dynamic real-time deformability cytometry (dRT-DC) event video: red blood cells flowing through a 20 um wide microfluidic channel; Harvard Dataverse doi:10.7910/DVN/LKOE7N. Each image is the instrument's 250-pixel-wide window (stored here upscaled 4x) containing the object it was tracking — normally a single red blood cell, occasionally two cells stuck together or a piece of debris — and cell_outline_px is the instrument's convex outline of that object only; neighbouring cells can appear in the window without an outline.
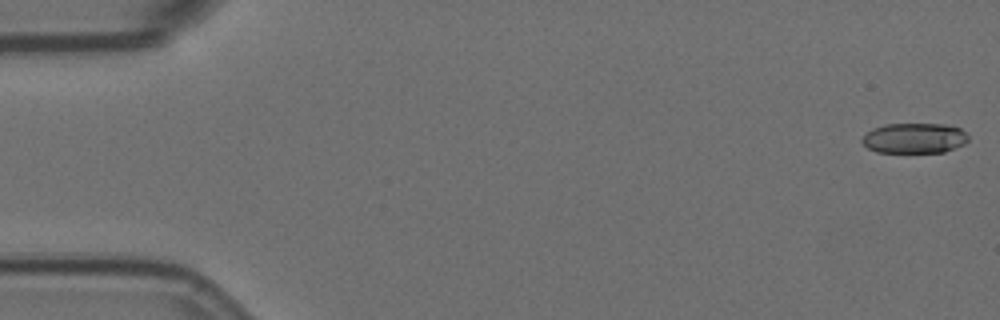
{"species": "Egyptian fruit bat (a non-hibernating species)", "species_latin": "Rousettus aegyptiacus", "temperature_condition": "room temperature", "stored_images_in_passage": 58, "camera_frame_rate_fps": 3000, "um_per_image_px": 0.085, "animal": {"sex": "female"}, "frame": {"image": 1, "passage_image": 1, "time_ms": 0.0, "image_size_px": [1000, 320], "cell_outline_px": [[968, 140], [964, 144], [944, 152], [876, 152], [868, 148], [860, 140], [872, 128], [884, 124], [944, 124], [960, 128], [968, 136]], "centroid_in_image_um": [77.71, 11.74], "position_along_channel_um": 7.3, "area_um2": 18.67}}
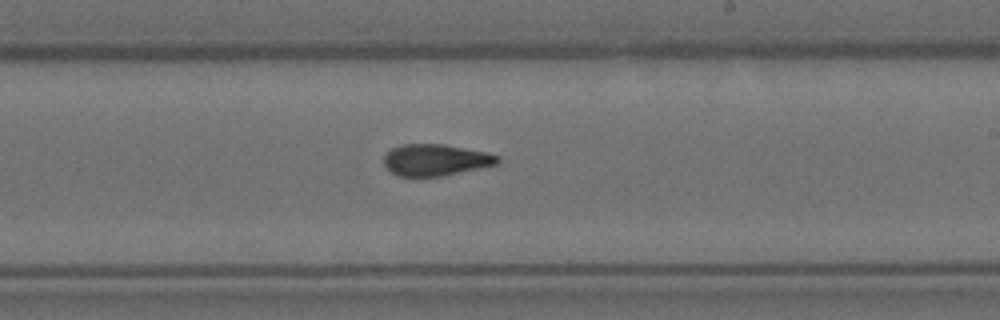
{"frame": {"image": 2, "passage_image": 34, "time_ms": 11.0, "image_size_px": [1000, 320], "cell_outline_px": [[500, 160], [496, 164], [444, 176], [396, 176], [384, 164], [384, 156], [392, 148], [404, 144], [444, 144], [488, 152], [500, 156]], "centroid_in_image_um": [37.04, 13.59], "position_along_channel_um": 252.0, "area_um2": 20.87}}
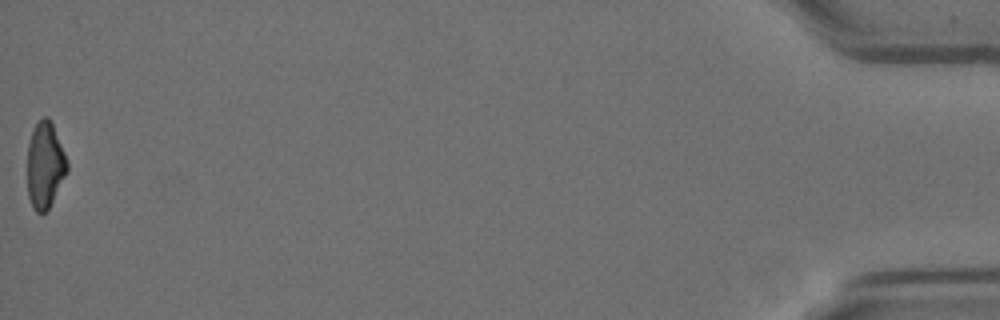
{"frame": {"image": 3, "passage_image": 58, "time_ms": 19.0, "image_size_px": [1000, 320], "cell_outline_px": [[68, 172], [48, 208], [44, 212], [36, 212], [28, 196], [28, 144], [32, 128], [44, 116], [48, 116], [52, 124], [64, 152], [68, 164]], "centroid_in_image_um": [3.82, 14.02], "position_along_channel_um": 431.4, "area_um2": 19.71}, "authors_computed_cell_mechanics": {"area_um2": 20.9814, "velocity_mm_per_s": 3.5067, "shape_relaxation_time_tau1_ms": 6.1681, "shape_relaxation_time_tau2_ms": 2.484, "deformation_change_tau1": 0.2053, "deformation_change_tau2": 0.1001}}